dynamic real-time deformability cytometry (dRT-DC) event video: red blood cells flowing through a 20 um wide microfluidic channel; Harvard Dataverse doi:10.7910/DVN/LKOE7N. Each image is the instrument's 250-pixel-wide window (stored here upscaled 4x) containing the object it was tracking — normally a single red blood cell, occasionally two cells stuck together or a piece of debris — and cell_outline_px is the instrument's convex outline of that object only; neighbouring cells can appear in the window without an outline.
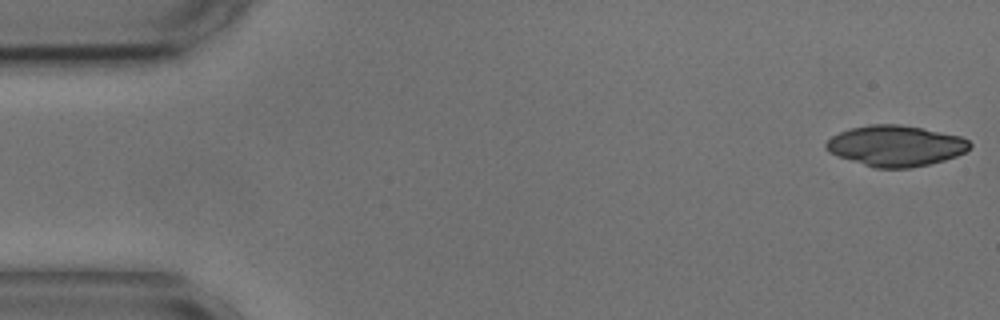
{"species": "common noctule bat (a hibernating species)", "species_latin": "Nyctalus noctula", "temperature_condition": "cold", "stored_images_in_passage": 54, "camera_frame_rate_fps": 3000, "um_per_image_px": 0.085, "animal": {"sex": "male", "body_mass_g": 17.9, "forearm_length_mm": 54.2}, "frame": {"image": 1, "passage_image": 1, "time_ms": 0.0, "image_size_px": [1000, 320], "cell_outline_px": [[972, 144], [964, 152], [956, 156], [944, 160], [912, 168], [876, 168], [836, 156], [828, 152], [824, 148], [824, 144], [832, 136], [848, 128], [872, 124], [900, 124], [960, 136], [968, 140]], "centroid_in_image_um": [76.08, 12.39], "position_along_channel_um": 8.9, "area_um2": 34.1}}